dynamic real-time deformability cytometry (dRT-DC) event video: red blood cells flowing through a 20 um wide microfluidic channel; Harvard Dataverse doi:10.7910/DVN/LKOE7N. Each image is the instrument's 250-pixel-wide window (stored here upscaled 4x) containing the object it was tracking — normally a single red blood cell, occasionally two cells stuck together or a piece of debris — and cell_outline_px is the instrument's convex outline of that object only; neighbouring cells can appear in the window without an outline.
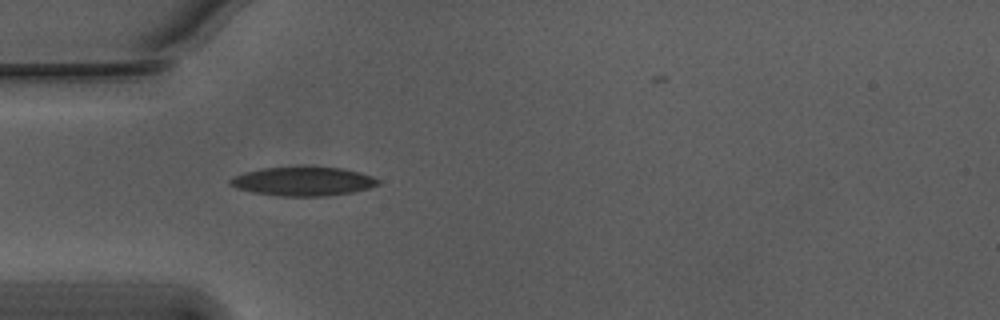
{"species": "Egyptian fruit bat (a non-hibernating species)", "species_latin": "Rousettus aegyptiacus", "temperature_condition": "warm", "stored_images_in_passage": 24, "camera_frame_rate_fps": 3000, "um_per_image_px": 0.085, "animal": {"sex": "male"}, "frame": {"image": 1, "passage_image": 1, "time_ms": 0.0, "image_size_px": [1000, 320], "cell_outline_px": [[380, 184], [356, 192], [328, 196], [276, 196], [252, 192], [236, 188], [228, 184], [228, 180], [232, 176], [244, 172], [264, 168], [300, 164], [344, 168], [360, 172], [372, 176], [380, 180]], "centroid_in_image_um": [25.76, 15.38], "position_along_channel_um": 59.2, "area_um2": 26.07}}
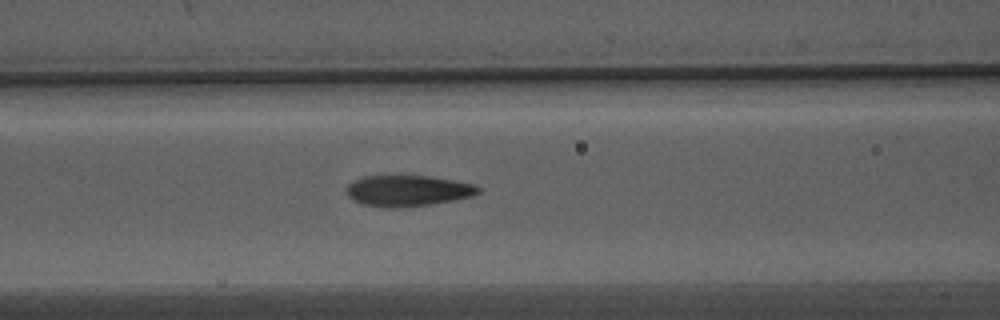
{"frame": {"image": 2, "passage_image": 7, "time_ms": 2.0, "image_size_px": [1000, 320], "cell_outline_px": [[480, 192], [472, 196], [452, 200], [428, 204], [392, 208], [364, 204], [352, 200], [348, 196], [348, 184], [364, 176], [432, 176], [476, 184], [480, 188]], "centroid_in_image_um": [34.7, 16.2], "position_along_channel_um": 131.9, "area_um2": 23.47}}
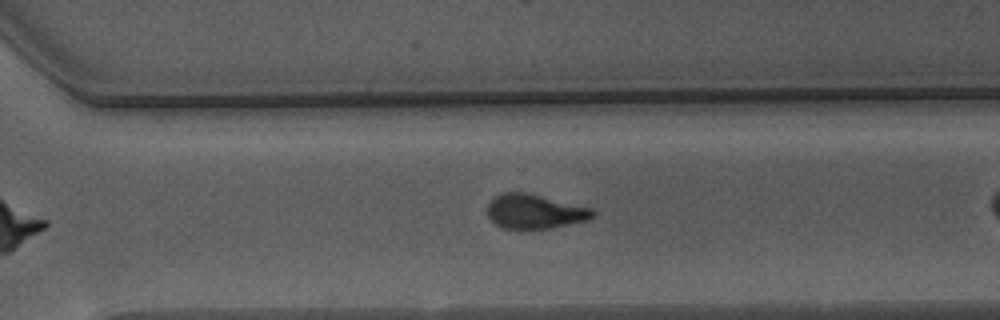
{"frame": {"image": 3, "passage_image": 19, "time_ms": 6.0, "image_size_px": [1000, 320], "cell_outline_px": [[596, 212], [592, 216], [584, 220], [548, 228], [520, 232], [504, 228], [496, 224], [488, 216], [488, 204], [496, 196], [504, 192], [524, 192], [592, 208]], "centroid_in_image_um": [45.39, 18.01], "position_along_channel_um": 325.2, "area_um2": 21.1}}